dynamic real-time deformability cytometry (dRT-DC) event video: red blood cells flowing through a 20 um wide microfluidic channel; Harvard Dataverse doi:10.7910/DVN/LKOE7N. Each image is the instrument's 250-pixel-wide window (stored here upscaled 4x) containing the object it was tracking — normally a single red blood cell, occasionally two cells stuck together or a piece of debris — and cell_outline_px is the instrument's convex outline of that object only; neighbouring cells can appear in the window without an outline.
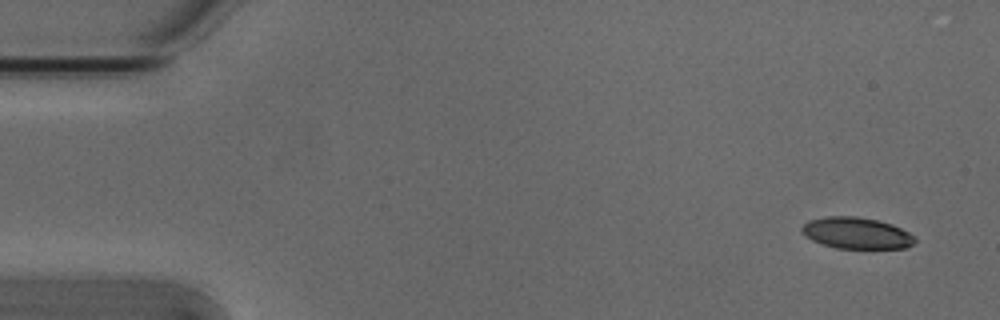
{"species": "Egyptian fruit bat (a non-hibernating species)", "species_latin": "Rousettus aegyptiacus", "temperature_condition": "cold", "stored_images_in_passage": 5, "camera_frame_rate_fps": 3000, "um_per_image_px": 0.085, "animal": {"sex": "male"}, "frame": {"image": 1, "passage_image": 1, "time_ms": 0.0, "image_size_px": [1000, 320], "cell_outline_px": [[916, 240], [908, 248], [836, 248], [812, 240], [804, 236], [800, 232], [800, 228], [808, 220], [828, 216], [856, 216], [876, 220], [892, 224], [916, 236]], "centroid_in_image_um": [72.79, 19.81], "position_along_channel_um": 12.2, "area_um2": 20.75}}
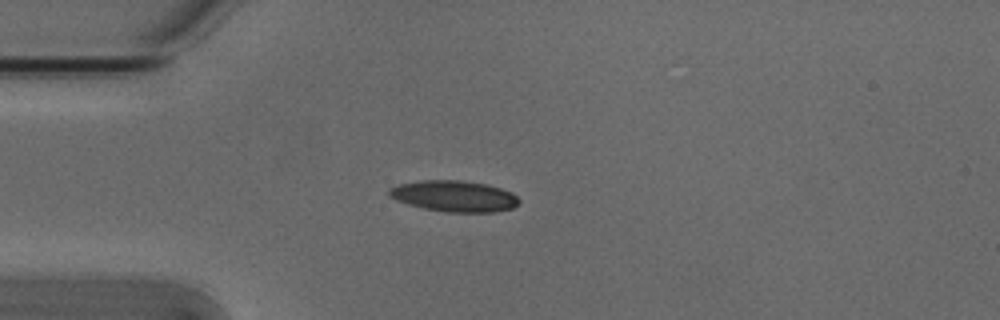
{"frame": {"image": 2, "passage_image": 4, "time_ms": 1.0, "image_size_px": [1000, 320], "cell_outline_px": [[520, 200], [512, 208], [496, 212], [444, 212], [424, 208], [408, 204], [396, 200], [388, 196], [388, 188], [400, 184], [424, 180], [460, 180], [488, 184], [512, 192]], "centroid_in_image_um": [38.6, 16.67], "position_along_channel_um": 46.4, "area_um2": 23.58}}